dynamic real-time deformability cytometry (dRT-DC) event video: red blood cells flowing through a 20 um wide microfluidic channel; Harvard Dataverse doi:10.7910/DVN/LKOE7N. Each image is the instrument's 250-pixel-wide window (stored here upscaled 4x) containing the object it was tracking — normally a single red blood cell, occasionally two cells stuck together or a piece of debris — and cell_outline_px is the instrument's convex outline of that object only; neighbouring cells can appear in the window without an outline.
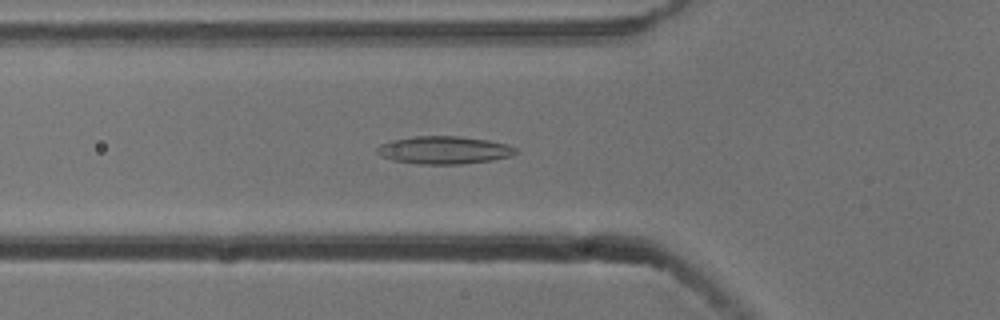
{"species": "common noctule bat (a hibernating species)", "species_latin": "Nyctalus noctula", "temperature_condition": "cold", "stored_images_in_passage": 54, "camera_frame_rate_fps": 3000, "um_per_image_px": 0.085, "animal": {"sex": "male", "body_mass_g": 13.3}, "frame": {"image": 1, "passage_image": 19, "time_ms": 6.0, "image_size_px": [1000, 320], "cell_outline_px": [[520, 152], [512, 156], [492, 160], [460, 164], [416, 164], [392, 160], [380, 156], [376, 152], [376, 148], [380, 144], [392, 140], [412, 136], [460, 136], [488, 140], [508, 144], [516, 148]], "centroid_in_image_um": [37.75, 12.76], "position_along_channel_um": 88.1, "area_um2": 22.72}}
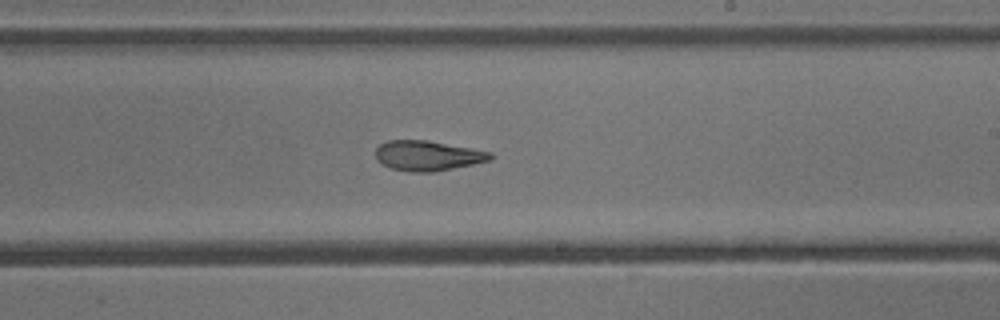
{"frame": {"image": 2, "passage_image": 32, "time_ms": 10.333, "image_size_px": [1000, 320], "cell_outline_px": [[492, 160], [432, 172], [412, 172], [392, 168], [376, 160], [376, 148], [380, 144], [388, 140], [428, 140], [492, 152]], "centroid_in_image_um": [36.35, 13.22], "position_along_channel_um": 252.7, "area_um2": 19.94}}
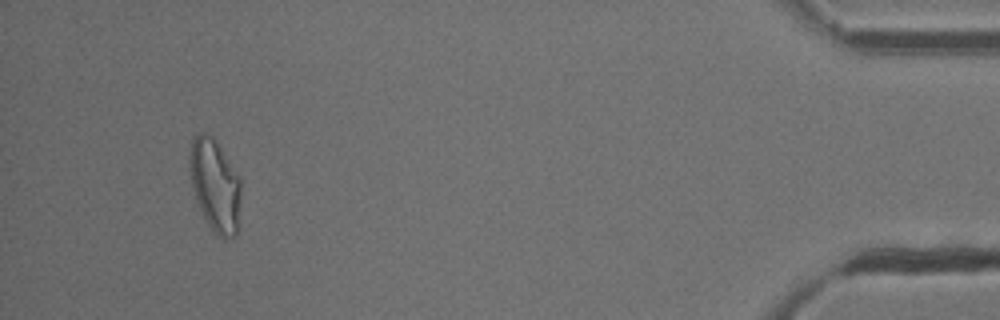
{"frame": {"image": 3, "passage_image": 51, "time_ms": 16.667, "image_size_px": [1000, 320], "cell_outline_px": [[240, 228], [236, 236], [228, 240], [224, 240], [216, 236], [208, 224], [196, 200], [188, 168], [188, 160], [192, 136], [200, 132], [204, 132], [212, 136], [216, 140], [240, 180]], "centroid_in_image_um": [18.28, 15.8], "position_along_channel_um": 416.9, "area_um2": 28.15}, "authors_computed_cell_mechanics": {"area_um2": 22.3686, "velocity_mm_per_s": 3.7842, "shape_relaxation_time_tau1_ms": null, "shape_relaxation_time_tau2_ms": 4.3196, "deformation_change_tau1": null, "deformation_change_tau2": 0.1282}}